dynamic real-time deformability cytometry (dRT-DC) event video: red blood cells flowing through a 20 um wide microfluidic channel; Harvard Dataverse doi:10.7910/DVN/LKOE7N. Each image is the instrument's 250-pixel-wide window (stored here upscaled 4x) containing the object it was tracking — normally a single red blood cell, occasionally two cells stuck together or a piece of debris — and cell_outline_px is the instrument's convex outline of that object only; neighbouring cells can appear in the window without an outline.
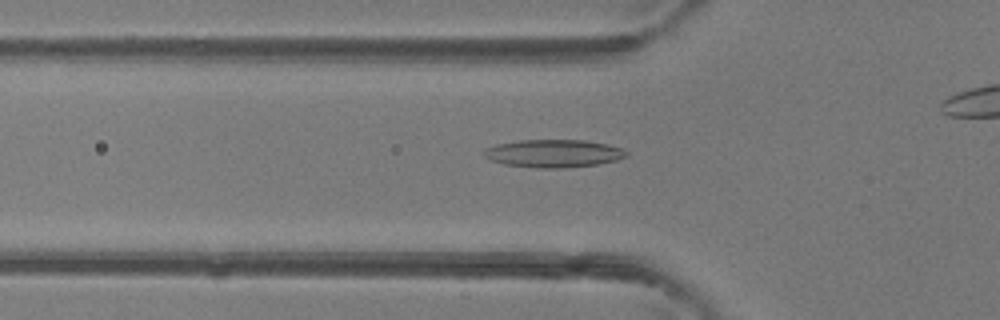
{"species": "common noctule bat (a hibernating species)", "species_latin": "Nyctalus noctula", "temperature_condition": "room temperature", "stored_images_in_passage": 29, "camera_frame_rate_fps": 3000, "um_per_image_px": 0.085, "animal": {"sex": "female"}, "frame": {"image": 1, "passage_image": 5, "time_ms": 1.333, "image_size_px": [1000, 320], "cell_outline_px": [[628, 156], [616, 160], [596, 164], [560, 168], [536, 168], [504, 164], [492, 160], [484, 156], [480, 152], [496, 144], [516, 140], [584, 140], [608, 144], [624, 148], [628, 152]], "centroid_in_image_um": [47.06, 13.03], "position_along_channel_um": 78.7, "area_um2": 23.18}}
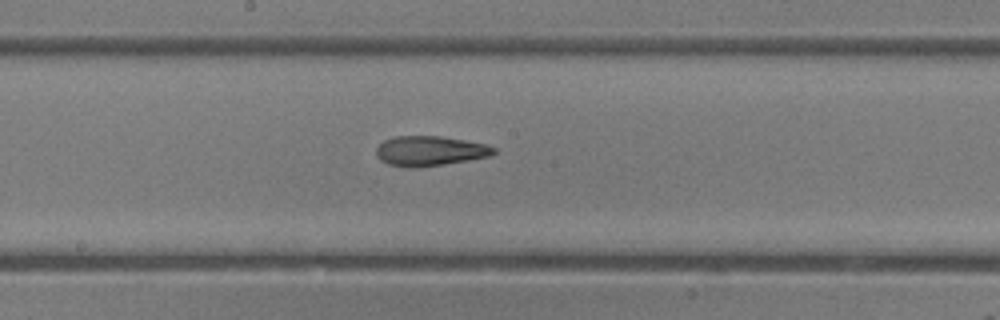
{"frame": {"image": 2, "passage_image": 14, "time_ms": 4.333, "image_size_px": [1000, 320], "cell_outline_px": [[496, 152], [492, 156], [420, 168], [408, 168], [388, 164], [380, 160], [376, 156], [376, 148], [384, 140], [396, 136], [440, 136], [464, 140], [484, 144], [496, 148]], "centroid_in_image_um": [36.52, 12.84], "position_along_channel_um": 211.7, "area_um2": 20.58}}
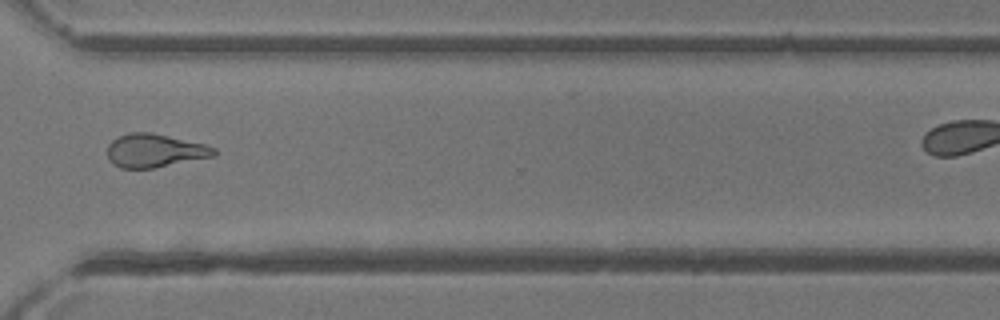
{"frame": {"image": 3, "passage_image": 24, "time_ms": 7.667, "image_size_px": [1000, 320], "cell_outline_px": [[216, 156], [152, 168], [120, 168], [112, 164], [108, 160], [108, 144], [112, 140], [120, 136], [132, 132], [152, 132], [204, 144], [216, 148]], "centroid_in_image_um": [13.15, 12.8], "position_along_channel_um": 357.5, "area_um2": 20.75}}